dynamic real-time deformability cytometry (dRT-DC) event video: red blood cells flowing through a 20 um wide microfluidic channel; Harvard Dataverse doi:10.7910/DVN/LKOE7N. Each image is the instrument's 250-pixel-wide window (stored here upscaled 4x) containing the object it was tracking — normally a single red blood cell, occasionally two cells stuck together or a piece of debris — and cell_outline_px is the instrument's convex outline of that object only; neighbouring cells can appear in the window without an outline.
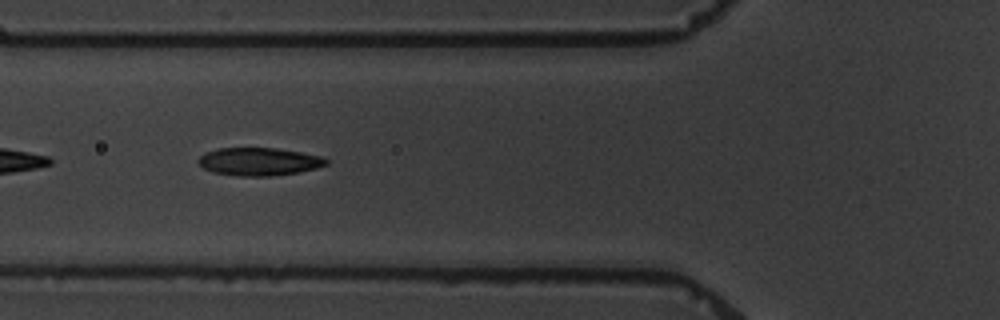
{"species": "common noctule bat (a hibernating species)", "species_latin": "Nyctalus noctula", "temperature_condition": "warm", "stored_images_in_passage": 4, "camera_frame_rate_fps": 3000, "um_per_image_px": 0.085, "animal": {"sex": "male", "body_mass_g": 19.5, "forearm_length_mm": 54.6}, "frame": {"image": 1, "passage_image": 3, "time_ms": 2.333, "image_size_px": [1000, 320], "cell_outline_px": [[328, 164], [316, 168], [296, 172], [268, 176], [240, 176], [212, 172], [204, 168], [196, 160], [204, 152], [216, 148], [276, 148], [324, 156], [328, 160]], "centroid_in_image_um": [22.0, 13.72], "position_along_channel_um": 103.8, "area_um2": 20.81}}